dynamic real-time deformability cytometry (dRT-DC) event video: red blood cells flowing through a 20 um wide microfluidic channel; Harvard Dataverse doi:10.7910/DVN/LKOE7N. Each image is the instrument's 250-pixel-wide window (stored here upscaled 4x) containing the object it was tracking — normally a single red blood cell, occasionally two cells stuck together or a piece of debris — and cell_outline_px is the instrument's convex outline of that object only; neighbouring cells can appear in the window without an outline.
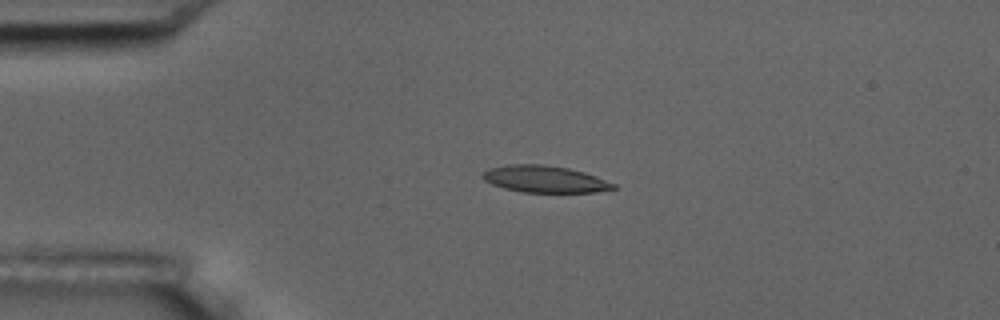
{"species": "common noctule bat (a hibernating species)", "species_latin": "Nyctalus noctula", "temperature_condition": "room temperature", "stored_images_in_passage": 4, "camera_frame_rate_fps": 3000, "um_per_image_px": 0.085, "animal": {"sex": "male", "body_mass_g": 17.5, "forearm_length_mm": 52.3}, "frame": {"image": 1, "passage_image": 3, "time_ms": 2.333, "image_size_px": [1000, 320], "cell_outline_px": [[616, 188], [596, 192], [524, 192], [504, 188], [492, 184], [484, 180], [480, 176], [480, 172], [488, 168], [508, 164], [544, 164], [568, 168], [584, 172], [596, 176], [616, 184]], "centroid_in_image_um": [46.26, 15.21], "position_along_channel_um": 38.7, "area_um2": 20.58}}